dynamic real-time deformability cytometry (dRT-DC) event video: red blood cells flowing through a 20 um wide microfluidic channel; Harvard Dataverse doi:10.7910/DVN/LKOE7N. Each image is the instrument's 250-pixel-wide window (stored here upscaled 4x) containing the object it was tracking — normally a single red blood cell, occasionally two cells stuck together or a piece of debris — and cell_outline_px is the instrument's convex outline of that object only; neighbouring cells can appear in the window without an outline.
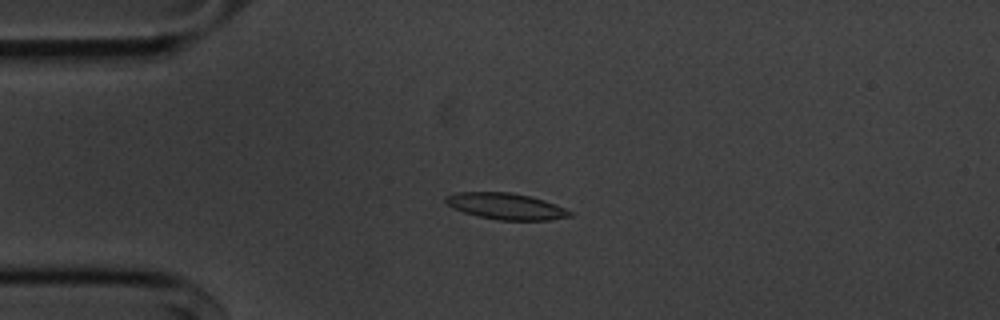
{"species": "common noctule bat (a hibernating species)", "species_latin": "Nyctalus noctula", "temperature_condition": "cold", "stored_images_in_passage": 54, "camera_frame_rate_fps": 3000, "um_per_image_px": 0.085, "animal": {"sex": "male", "body_mass_g": 20.1, "forearm_length_mm": 53.5}, "frame": {"image": 1, "passage_image": 12, "time_ms": 3.667, "image_size_px": [1000, 320], "cell_outline_px": [[572, 216], [548, 220], [500, 220], [480, 216], [464, 212], [452, 208], [444, 200], [444, 196], [460, 192], [512, 192], [532, 196], [544, 200], [564, 208], [572, 212]], "centroid_in_image_um": [43.0, 17.52], "position_along_channel_um": 42.0, "area_um2": 18.96}}
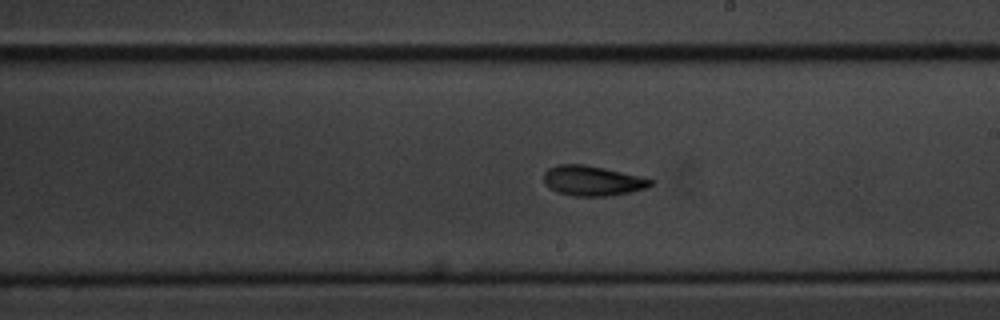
{"frame": {"image": 2, "passage_image": 30, "time_ms": 9.667, "image_size_px": [1000, 320], "cell_outline_px": [[652, 184], [648, 188], [632, 192], [608, 196], [572, 196], [556, 192], [548, 188], [544, 184], [544, 172], [548, 168], [556, 164], [584, 164], [644, 176], [652, 180]], "centroid_in_image_um": [50.35, 15.36], "position_along_channel_um": 238.7, "area_um2": 19.07}}
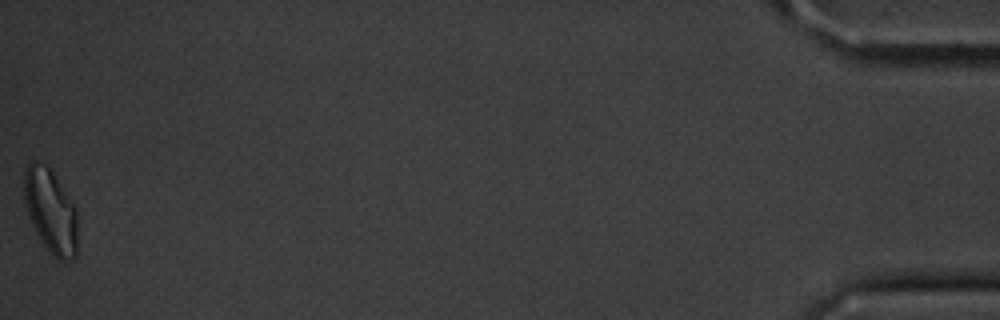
{"frame": {"image": 3, "passage_image": 54, "time_ms": 17.667, "image_size_px": [1000, 320], "cell_outline_px": [[76, 256], [72, 260], [60, 260], [40, 240], [28, 216], [24, 200], [24, 168], [28, 160], [36, 160], [44, 164], [52, 172], [72, 200], [76, 208]], "centroid_in_image_um": [4.28, 17.88], "position_along_channel_um": 430.9, "area_um2": 26.07}, "authors_computed_cell_mechanics": {"area_um2": 18.9584, "velocity_mm_per_s": 3.6183, "shape_relaxation_time_tau1_ms": 3.3775, "shape_relaxation_time_tau2_ms": 3.8524, "deformation_change_tau1": 0.1119, "deformation_change_tau2": 0.1169}}